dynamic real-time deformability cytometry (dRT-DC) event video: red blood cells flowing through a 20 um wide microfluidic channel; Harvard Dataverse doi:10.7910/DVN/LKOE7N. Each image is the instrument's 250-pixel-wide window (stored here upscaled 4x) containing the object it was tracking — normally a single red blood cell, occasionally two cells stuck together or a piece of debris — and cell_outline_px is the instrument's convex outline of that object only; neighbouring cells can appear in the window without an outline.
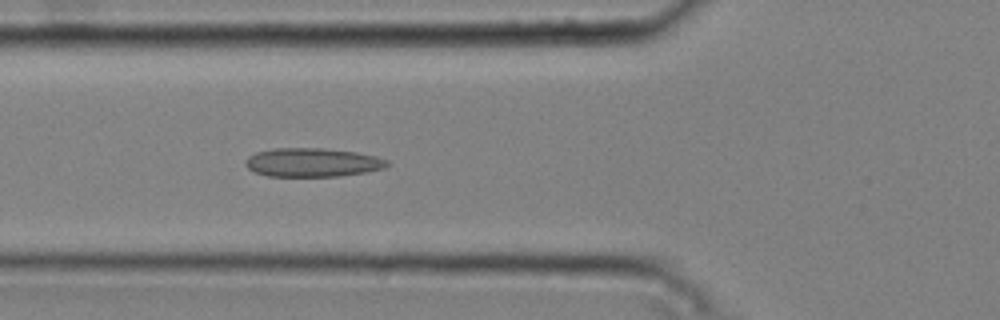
{"species": "common noctule bat (a hibernating species)", "species_latin": "Nyctalus noctula", "temperature_condition": "cold", "stored_images_in_passage": 50, "camera_frame_rate_fps": 3000, "um_per_image_px": 0.085, "animal": {"sex": "male", "body_mass_g": 20.4}, "frame": {"image": 1, "passage_image": 18, "time_ms": 5.667, "image_size_px": [1000, 320], "cell_outline_px": [[388, 164], [384, 168], [364, 172], [340, 176], [268, 176], [256, 172], [248, 168], [244, 164], [244, 160], [248, 156], [256, 152], [272, 148], [324, 148], [356, 152], [376, 156], [388, 160]], "centroid_in_image_um": [26.53, 13.8], "position_along_channel_um": 99.3, "area_um2": 23.76}}
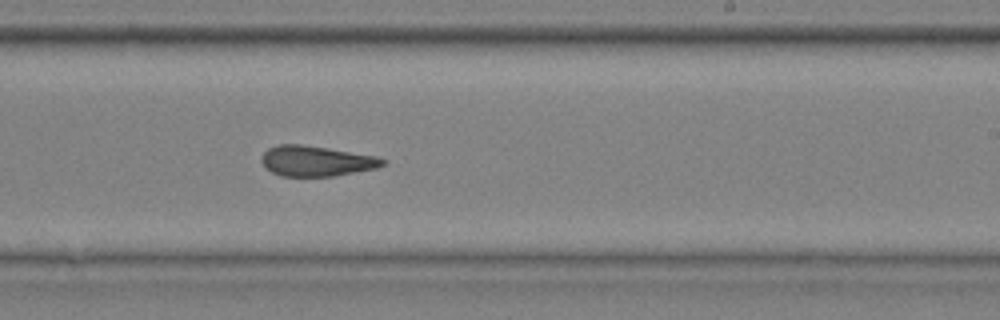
{"frame": {"image": 2, "passage_image": 31, "time_ms": 10.0, "image_size_px": [1000, 320], "cell_outline_px": [[388, 160], [384, 164], [376, 168], [336, 176], [280, 176], [272, 172], [260, 160], [260, 156], [268, 148], [276, 144], [300, 144], [328, 148], [376, 156]], "centroid_in_image_um": [26.87, 13.68], "position_along_channel_um": 262.1, "area_um2": 21.5}}
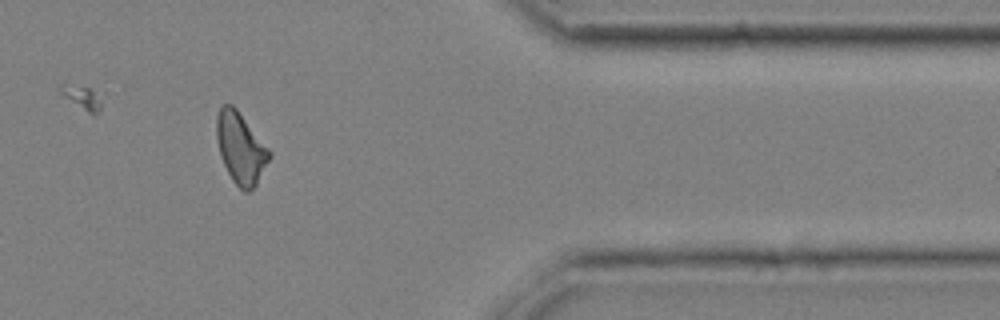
{"frame": {"image": 3, "passage_image": 43, "time_ms": 14.0, "image_size_px": [1000, 320], "cell_outline_px": [[272, 156], [256, 184], [248, 192], [244, 192], [232, 180], [220, 156], [216, 136], [216, 116], [220, 108], [224, 104], [232, 104], [236, 108], [272, 152]], "centroid_in_image_um": [20.46, 12.58], "position_along_channel_um": 390.9, "area_um2": 21.79}, "authors_computed_cell_mechanics": {"area_um2": 21.8195, "velocity_mm_per_s": 3.7547, "shape_relaxation_time_tau1_ms": null, "shape_relaxation_time_tau2_ms": 2.9165, "deformation_change_tau1": null, "deformation_change_tau2": 0.0984}}